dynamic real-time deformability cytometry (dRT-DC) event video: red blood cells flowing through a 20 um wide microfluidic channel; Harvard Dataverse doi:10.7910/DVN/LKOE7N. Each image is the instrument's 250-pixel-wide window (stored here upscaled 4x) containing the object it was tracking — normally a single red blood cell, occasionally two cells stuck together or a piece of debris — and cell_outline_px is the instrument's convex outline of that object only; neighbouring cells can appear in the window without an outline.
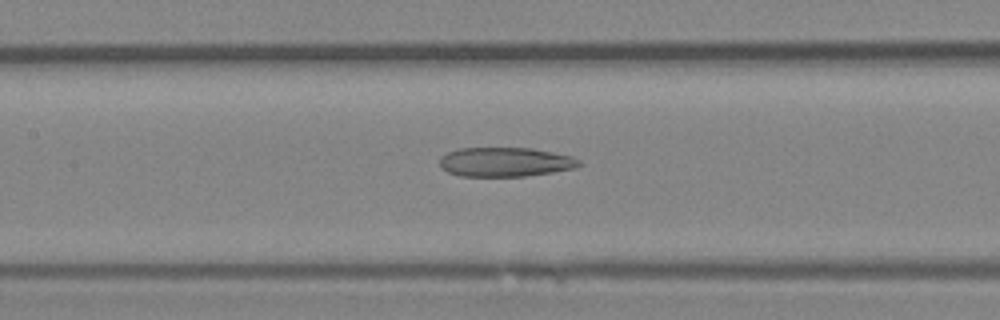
{"species": "Egyptian fruit bat (a non-hibernating species)", "species_latin": "Rousettus aegyptiacus", "temperature_condition": "room temperature", "stored_images_in_passage": 44, "camera_frame_rate_fps": 3000, "um_per_image_px": 0.085, "animal": {"sex": "female"}, "frame": {"image": 1, "passage_image": 20, "time_ms": 6.333, "image_size_px": [1000, 320], "cell_outline_px": [[584, 164], [576, 168], [552, 172], [524, 176], [460, 176], [448, 172], [440, 168], [440, 156], [448, 152], [460, 148], [532, 148], [572, 156], [580, 160]], "centroid_in_image_um": [42.96, 13.77], "position_along_channel_um": 164.4, "area_um2": 23.93}}
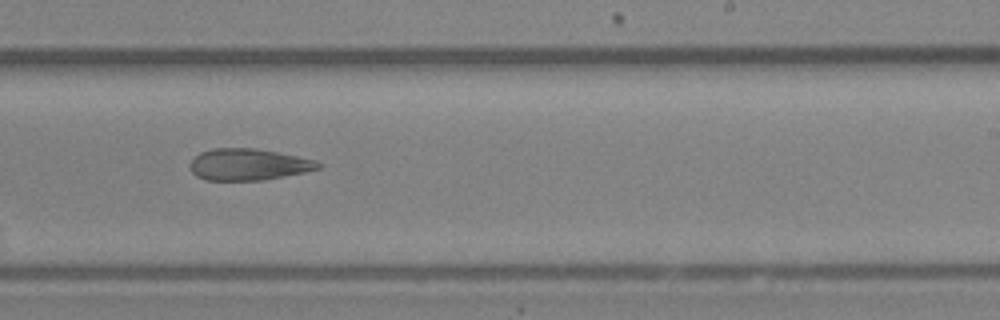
{"frame": {"image": 2, "passage_image": 27, "time_ms": 8.667, "image_size_px": [1000, 320], "cell_outline_px": [[324, 164], [320, 168], [304, 172], [264, 180], [204, 180], [196, 176], [192, 172], [188, 164], [200, 152], [212, 148], [256, 148], [316, 160]], "centroid_in_image_um": [21.1, 13.98], "position_along_channel_um": 267.9, "area_um2": 23.64}}
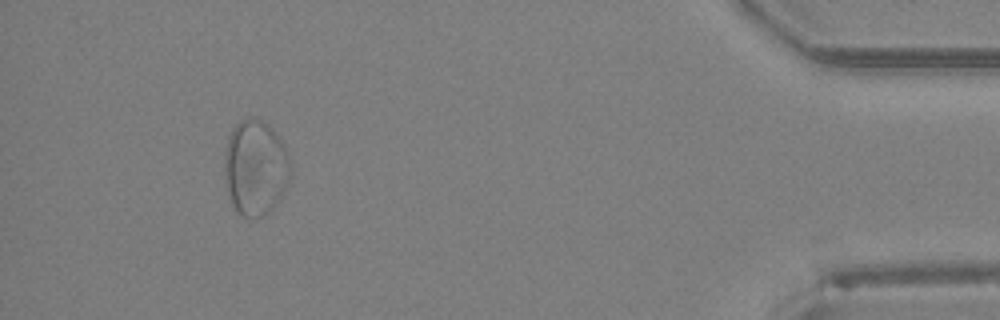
{"frame": {"image": 3, "passage_image": 41, "time_ms": 13.333, "image_size_px": [1000, 320], "cell_outline_px": [[292, 168], [288, 180], [280, 200], [264, 216], [248, 220], [240, 216], [236, 212], [232, 204], [228, 192], [224, 176], [224, 152], [228, 136], [232, 128], [240, 120], [260, 120], [272, 128], [288, 152]], "centroid_in_image_um": [21.69, 14.31], "position_along_channel_um": 413.5, "area_um2": 37.05}}